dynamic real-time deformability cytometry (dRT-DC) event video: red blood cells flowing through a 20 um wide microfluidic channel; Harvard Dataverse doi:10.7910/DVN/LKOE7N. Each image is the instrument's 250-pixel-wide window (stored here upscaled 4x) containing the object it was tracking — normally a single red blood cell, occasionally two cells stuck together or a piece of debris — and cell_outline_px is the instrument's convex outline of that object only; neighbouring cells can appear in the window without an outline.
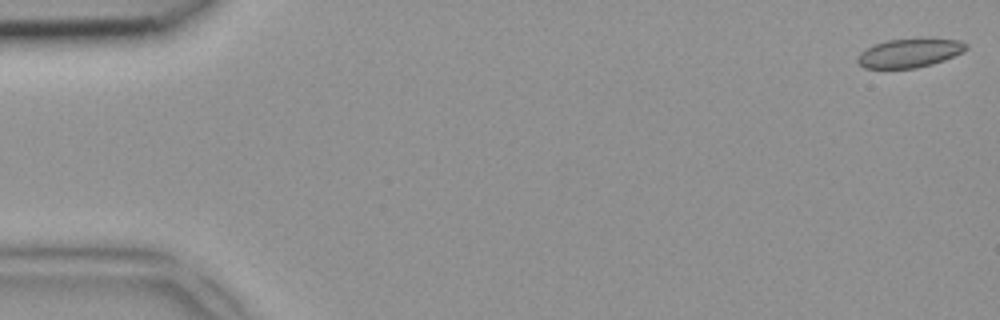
{"species": "common noctule bat (a hibernating species)", "species_latin": "Nyctalus noctula", "temperature_condition": "room temperature", "stored_images_in_passage": 43, "camera_frame_rate_fps": 3000, "um_per_image_px": 0.085, "animal": {"sex": "female", "body_mass_g": 18.4}, "frame": {"image": 1, "passage_image": 1, "time_ms": 0.0, "image_size_px": [1000, 320], "cell_outline_px": [[968, 48], [964, 52], [944, 60], [932, 64], [916, 68], [864, 68], [856, 60], [860, 52], [872, 44], [888, 40], [928, 36], [960, 40], [968, 44]], "centroid_in_image_um": [77.37, 4.46], "position_along_channel_um": 7.6, "area_um2": 18.96}}
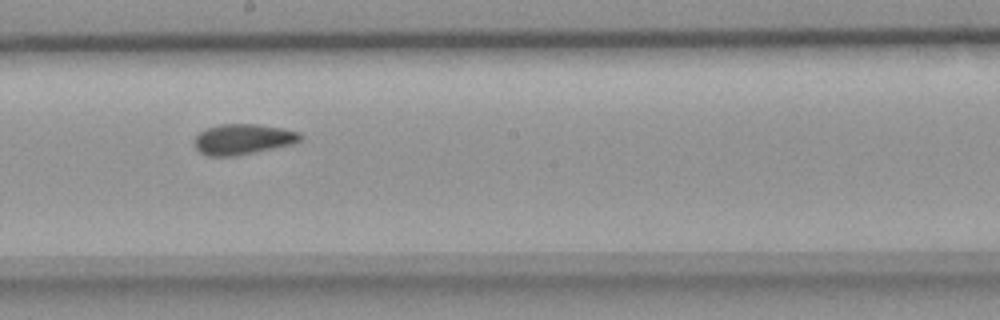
{"frame": {"image": 2, "passage_image": 26, "time_ms": 8.333, "image_size_px": [1000, 320], "cell_outline_px": [[304, 136], [300, 140], [292, 144], [232, 156], [208, 156], [200, 152], [196, 148], [196, 136], [200, 132], [208, 128], [220, 124], [260, 124], [284, 128], [300, 132]], "centroid_in_image_um": [20.69, 11.81], "position_along_channel_um": 227.5, "area_um2": 18.61}}
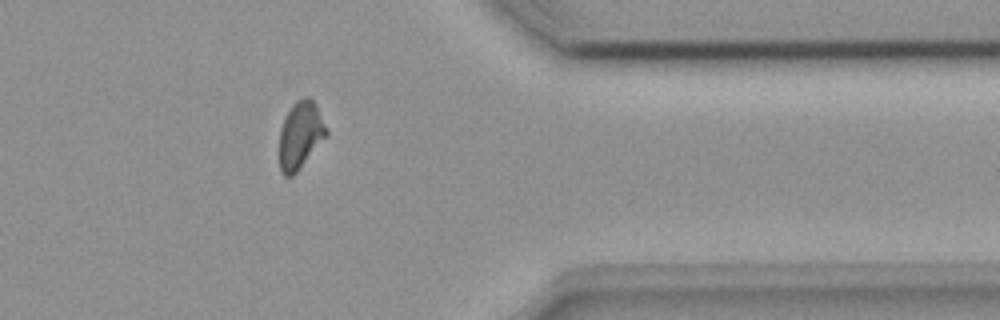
{"frame": {"image": 3, "passage_image": 38, "time_ms": 12.333, "image_size_px": [1000, 320], "cell_outline_px": [[328, 136], [296, 172], [292, 176], [284, 176], [280, 172], [280, 128], [292, 104], [296, 100], [304, 96], [308, 96], [316, 104], [328, 132]], "centroid_in_image_um": [25.54, 11.48], "position_along_channel_um": 385.9, "area_um2": 18.38}}